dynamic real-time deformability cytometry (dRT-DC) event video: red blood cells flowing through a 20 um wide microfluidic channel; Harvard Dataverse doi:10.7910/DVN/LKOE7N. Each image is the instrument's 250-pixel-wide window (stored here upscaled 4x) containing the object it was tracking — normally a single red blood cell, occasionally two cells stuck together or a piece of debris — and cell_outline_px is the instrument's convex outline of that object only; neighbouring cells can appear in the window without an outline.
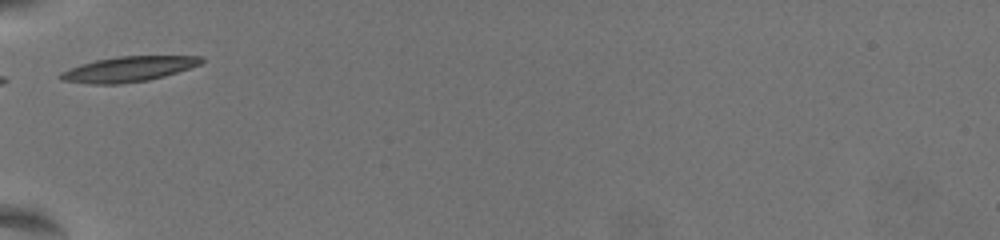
{"species": "common noctule bat (a hibernating species)", "species_latin": "Nyctalus noctula", "temperature_condition": "warm", "stored_images_in_passage": 4, "camera_frame_rate_fps": 3000, "um_per_image_px": 0.085, "animal": {"sex": "female", "body_mass_g": 19.5, "forearm_length_mm": 54.1}, "frame": {"image": 1, "passage_image": 1, "time_ms": 0.0, "image_size_px": [1000, 240], "cell_outline_px": [[204, 60], [200, 64], [164, 76], [148, 80], [120, 84], [92, 84], [60, 80], [56, 76], [60, 72], [68, 68], [80, 64], [96, 60], [116, 56], [200, 56]], "centroid_in_image_um": [10.83, 5.87], "position_along_channel_um": 74.2, "area_um2": 20.69}}